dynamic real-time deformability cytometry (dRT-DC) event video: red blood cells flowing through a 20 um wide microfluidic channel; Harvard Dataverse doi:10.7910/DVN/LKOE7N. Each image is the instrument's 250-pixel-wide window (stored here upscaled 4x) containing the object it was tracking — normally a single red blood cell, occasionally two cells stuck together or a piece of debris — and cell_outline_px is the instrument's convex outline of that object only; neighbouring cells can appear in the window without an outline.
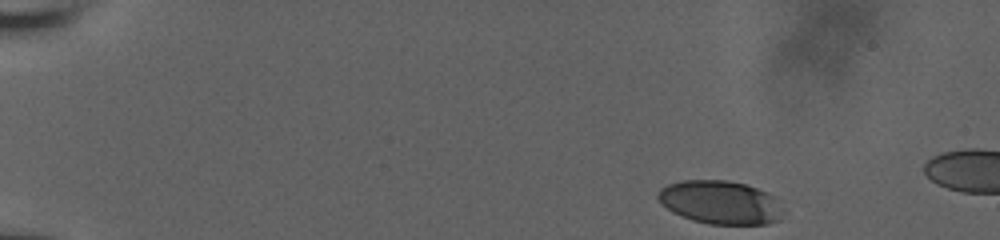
{"species": "human", "species_latin": "Homo sapiens", "temperature_condition": "room temperature", "stored_images_in_passage": 44, "camera_frame_rate_fps": 3000, "um_per_image_px": 0.085, "donor": {"sex": "male"}, "frame": {"image": 1, "passage_image": 1, "time_ms": 0.0, "image_size_px": [1000, 240], "cell_outline_px": [[780, 220], [768, 224], [708, 224], [692, 220], [672, 212], [656, 196], [660, 188], [668, 184], [680, 180], [728, 180], [744, 184], [756, 188], [776, 196]], "centroid_in_image_um": [61.19, 17.19], "position_along_channel_um": 23.8, "area_um2": 31.39}}
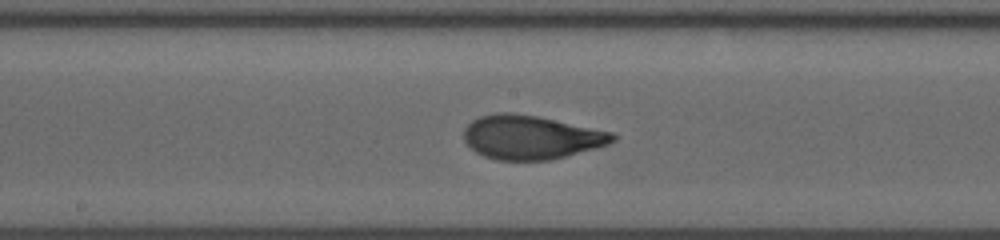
{"frame": {"image": 2, "passage_image": 25, "time_ms": 8.0, "image_size_px": [1000, 240], "cell_outline_px": [[616, 140], [608, 144], [564, 156], [548, 160], [496, 160], [484, 156], [476, 152], [464, 140], [464, 128], [472, 120], [480, 116], [496, 112], [512, 112], [536, 116], [612, 132], [616, 136]], "centroid_in_image_um": [45.09, 11.66], "position_along_channel_um": 203.1, "area_um2": 37.69}}
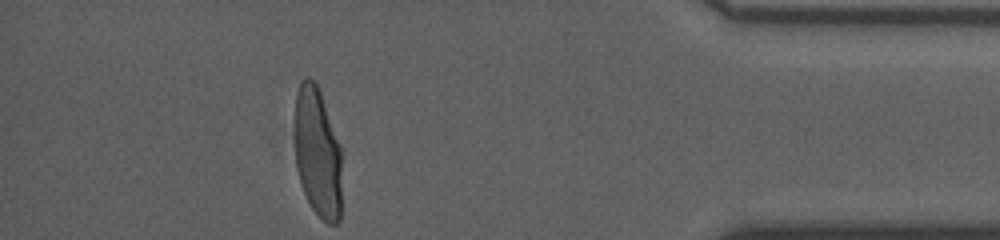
{"frame": {"image": 3, "passage_image": 44, "time_ms": 14.333, "image_size_px": [1000, 240], "cell_outline_px": [[340, 220], [336, 224], [328, 224], [312, 208], [304, 192], [300, 180], [296, 164], [296, 92], [300, 80], [304, 76], [308, 76], [316, 84], [320, 92], [340, 144]], "centroid_in_image_um": [26.99, 12.95], "position_along_channel_um": 408.2, "area_um2": 35.08}, "authors_computed_cell_mechanics": {"area_um2": 36.8764, "velocity_mm_per_s": 3.8489, "shape_relaxation_time_tau1_ms": 5.7674, "shape_relaxation_time_tau2_ms": null, "deformation_change_tau1": 0.2305, "deformation_change_tau2": null}}